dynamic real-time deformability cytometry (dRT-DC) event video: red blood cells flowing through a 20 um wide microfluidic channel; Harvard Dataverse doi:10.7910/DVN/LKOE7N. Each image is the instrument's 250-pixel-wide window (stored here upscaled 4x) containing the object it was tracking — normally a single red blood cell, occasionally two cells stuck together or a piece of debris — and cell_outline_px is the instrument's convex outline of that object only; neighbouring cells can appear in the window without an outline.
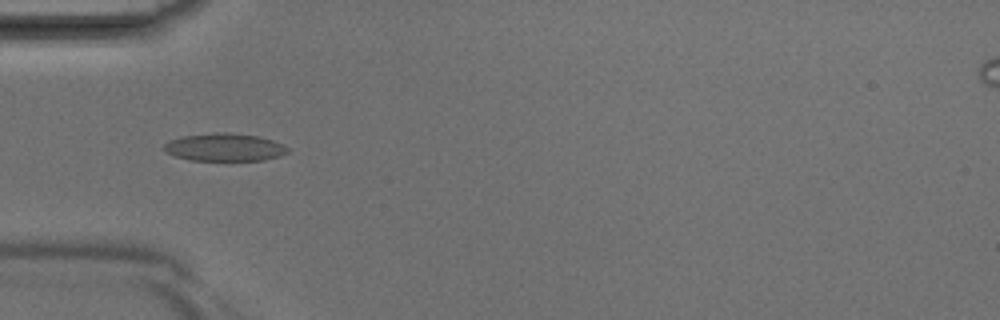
{"species": "Egyptian fruit bat (a non-hibernating species)", "species_latin": "Rousettus aegyptiacus", "temperature_condition": "room temperature", "stored_images_in_passage": 41, "camera_frame_rate_fps": 3000, "um_per_image_px": 0.085, "animal": {"sex": "male"}, "frame": {"image": 1, "passage_image": 13, "time_ms": 4.0, "image_size_px": [1000, 320], "cell_outline_px": [[288, 152], [280, 156], [264, 160], [192, 160], [176, 156], [160, 148], [164, 144], [172, 140], [184, 136], [216, 132], [224, 132], [256, 136], [272, 140], [284, 144], [288, 148]], "centroid_in_image_um": [19.11, 12.52], "position_along_channel_um": 65.9, "area_um2": 19.77}}
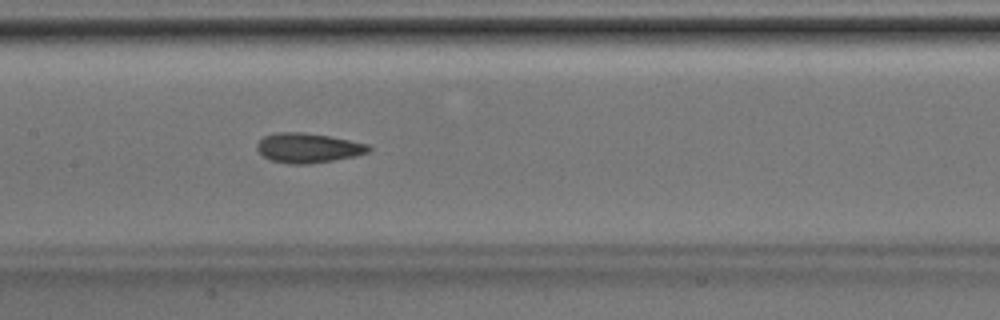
{"frame": {"image": 2, "passage_image": 20, "time_ms": 6.333, "image_size_px": [1000, 320], "cell_outline_px": [[372, 148], [368, 152], [356, 156], [312, 164], [288, 164], [268, 160], [256, 148], [256, 144], [264, 136], [276, 132], [304, 132], [328, 136], [368, 144]], "centroid_in_image_um": [26.17, 12.58], "position_along_channel_um": 181.2, "area_um2": 19.42}}
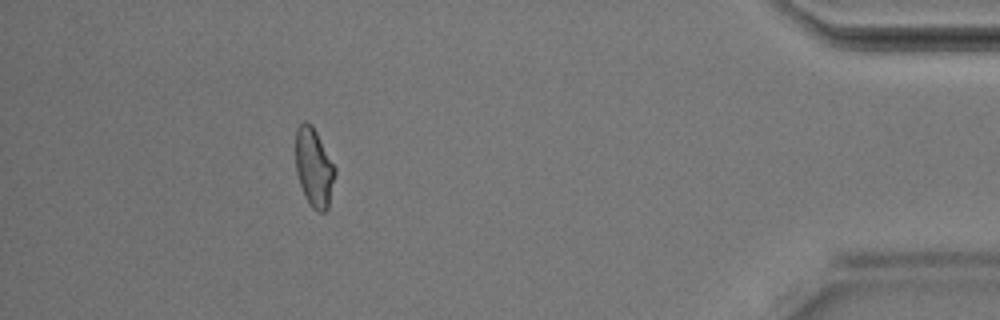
{"frame": {"image": 3, "passage_image": 37, "time_ms": 12.0, "image_size_px": [1000, 320], "cell_outline_px": [[336, 172], [328, 208], [324, 212], [316, 212], [308, 204], [304, 196], [296, 172], [296, 128], [304, 120], [312, 124], [336, 168]], "centroid_in_image_um": [26.69, 14.26], "position_along_channel_um": 408.5, "area_um2": 18.21}}